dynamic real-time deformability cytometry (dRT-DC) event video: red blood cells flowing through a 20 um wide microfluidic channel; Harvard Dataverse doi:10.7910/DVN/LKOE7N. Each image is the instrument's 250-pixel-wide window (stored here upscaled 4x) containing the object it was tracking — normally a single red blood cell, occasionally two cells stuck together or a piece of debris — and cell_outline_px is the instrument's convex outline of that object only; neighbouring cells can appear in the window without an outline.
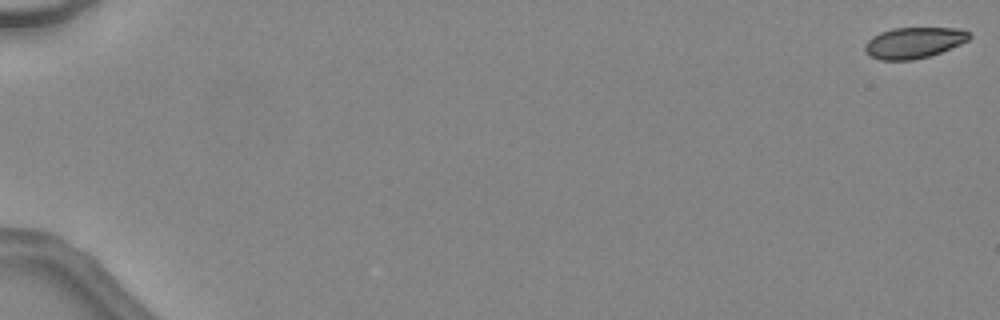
{"species": "common noctule bat (a hibernating species)", "species_latin": "Nyctalus noctula", "temperature_condition": "warm", "stored_images_in_passage": 10, "camera_frame_rate_fps": 3000, "um_per_image_px": 0.085, "animal": {"sex": "female", "body_mass_g": 24.6, "forearm_length_mm": 56.2}, "frame": {"image": 1, "passage_image": 1, "time_ms": 0.0, "image_size_px": [1000, 320], "cell_outline_px": [[972, 36], [968, 40], [960, 44], [940, 52], [928, 56], [912, 60], [880, 60], [864, 52], [864, 44], [872, 36], [880, 32], [892, 28], [960, 28], [968, 32]], "centroid_in_image_um": [77.65, 3.62], "position_along_channel_um": 7.4, "area_um2": 18.84}}